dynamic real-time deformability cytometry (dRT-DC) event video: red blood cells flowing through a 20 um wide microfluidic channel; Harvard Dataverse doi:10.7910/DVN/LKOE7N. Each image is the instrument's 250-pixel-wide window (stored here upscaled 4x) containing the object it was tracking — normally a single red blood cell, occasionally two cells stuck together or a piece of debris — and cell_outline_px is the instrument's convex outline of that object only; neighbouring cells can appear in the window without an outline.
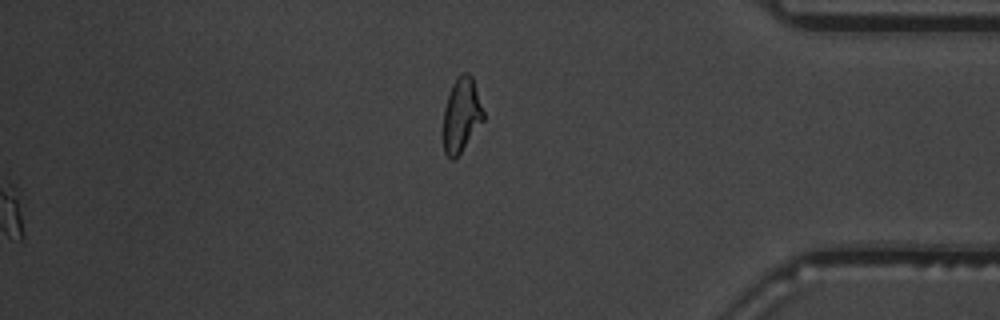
{"species": "common noctule bat (a hibernating species)", "species_latin": "Nyctalus noctula", "temperature_condition": "warm", "stored_images_in_passage": 54, "segment_of_instrument_passage": [2, 2], "camera_frame_rate_fps": 3000, "um_per_image_px": 0.085, "animal": {"sex": "male", "body_mass_g": 19.5, "forearm_length_mm": 54.6}, "frame": {"image": 1, "passage_image": 54, "time_ms": 17.667, "image_size_px": [1000, 320], "cell_outline_px": [[484, 120], [460, 152], [452, 160], [444, 152], [444, 108], [452, 84], [456, 76], [460, 72], [468, 72], [472, 76], [484, 112]], "centroid_in_image_um": [39.23, 9.71], "position_along_channel_um": 396.0, "area_um2": 17.17}}